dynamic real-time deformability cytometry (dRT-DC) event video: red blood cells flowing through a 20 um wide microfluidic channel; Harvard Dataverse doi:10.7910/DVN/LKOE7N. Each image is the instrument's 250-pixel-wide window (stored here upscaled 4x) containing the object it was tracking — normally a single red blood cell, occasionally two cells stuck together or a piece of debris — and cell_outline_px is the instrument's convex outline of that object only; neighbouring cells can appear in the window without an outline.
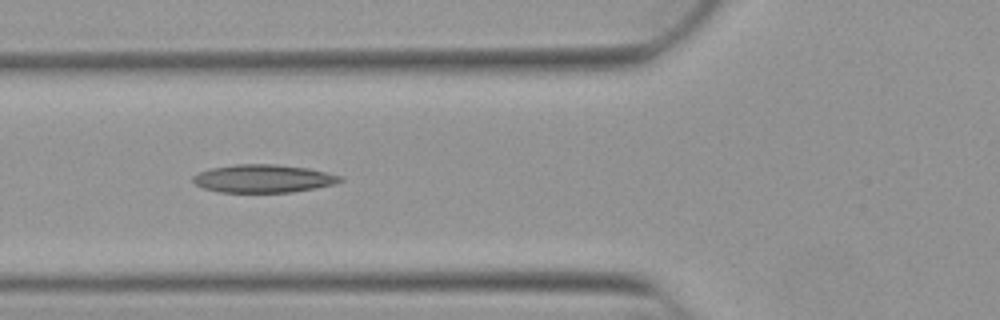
{"species": "Egyptian fruit bat (a non-hibernating species)", "species_latin": "Rousettus aegyptiacus", "temperature_condition": "warm", "stored_images_in_passage": 9, "camera_frame_rate_fps": 3000, "um_per_image_px": 0.085, "animal": {"sex": "female"}, "frame": {"image": 1, "passage_image": 6, "time_ms": 1.667, "image_size_px": [1000, 320], "cell_outline_px": [[344, 180], [336, 184], [316, 188], [292, 192], [220, 192], [204, 188], [196, 184], [192, 180], [192, 176], [200, 172], [212, 168], [236, 164], [276, 164], [308, 168], [328, 172], [344, 176]], "centroid_in_image_um": [22.45, 15.17], "position_along_channel_um": 103.4, "area_um2": 24.16}}